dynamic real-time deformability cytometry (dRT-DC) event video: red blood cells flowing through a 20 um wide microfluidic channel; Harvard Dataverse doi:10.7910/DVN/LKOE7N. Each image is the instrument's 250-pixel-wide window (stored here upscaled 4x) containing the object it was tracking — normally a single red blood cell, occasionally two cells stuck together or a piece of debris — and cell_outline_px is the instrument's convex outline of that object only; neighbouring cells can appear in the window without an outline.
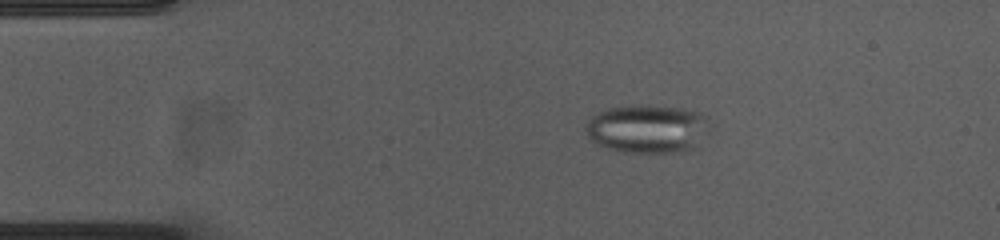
{"species": "common noctule bat (a hibernating species)", "species_latin": "Nyctalus noctula", "temperature_condition": "cold", "stored_images_in_passage": 54, "camera_frame_rate_fps": 3000, "um_per_image_px": 0.085, "animal": {"sex": "female", "body_mass_g": 23.0, "forearm_length_mm": 53.4}, "frame": {"image": 1, "passage_image": 10, "time_ms": 3.0, "image_size_px": [1000, 240], "cell_outline_px": [[708, 132], [700, 148], [672, 152], [620, 152], [596, 144], [588, 136], [584, 128], [588, 120], [592, 116], [608, 108], [684, 108], [700, 112], [708, 116]], "centroid_in_image_um": [55.1, 11.0], "position_along_channel_um": 29.9, "area_um2": 34.56}}
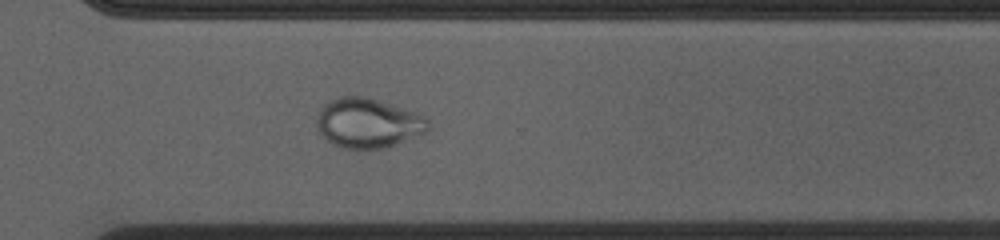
{"frame": {"image": 2, "passage_image": 39, "time_ms": 12.667, "image_size_px": [1000, 240], "cell_outline_px": [[432, 124], [424, 132], [388, 148], [344, 148], [332, 144], [320, 132], [316, 124], [316, 116], [320, 108], [328, 100], [340, 96], [364, 96], [404, 108], [416, 112], [428, 120]], "centroid_in_image_um": [31.26, 10.45], "position_along_channel_um": 339.3, "area_um2": 32.19}}
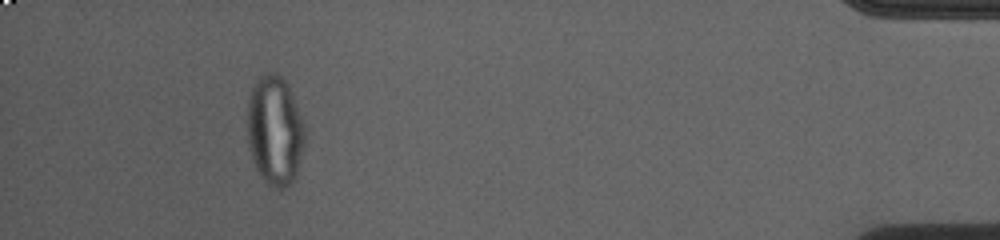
{"frame": {"image": 3, "passage_image": 50, "time_ms": 16.333, "image_size_px": [1000, 240], "cell_outline_px": [[304, 144], [296, 176], [284, 188], [272, 188], [260, 176], [252, 160], [248, 144], [248, 100], [252, 88], [256, 80], [264, 72], [276, 72], [288, 84], [304, 124]], "centroid_in_image_um": [23.35, 11.09], "position_along_channel_um": 411.8, "area_um2": 36.65}}